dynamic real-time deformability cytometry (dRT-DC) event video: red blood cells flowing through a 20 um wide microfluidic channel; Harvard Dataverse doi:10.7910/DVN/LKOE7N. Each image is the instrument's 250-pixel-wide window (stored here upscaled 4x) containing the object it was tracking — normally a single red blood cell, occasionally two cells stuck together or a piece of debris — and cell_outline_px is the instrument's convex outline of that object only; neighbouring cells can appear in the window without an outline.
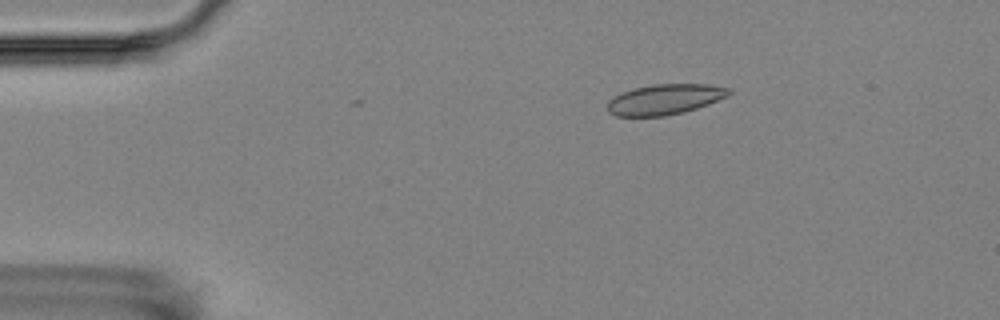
{"species": "Egyptian fruit bat (a non-hibernating species)", "species_latin": "Rousettus aegyptiacus", "temperature_condition": "room temperature", "stored_images_in_passage": 4, "camera_frame_rate_fps": 3000, "um_per_image_px": 0.085, "animal": {"sex": "female"}, "frame": {"image": 1, "passage_image": 2, "time_ms": 2.0, "image_size_px": [1000, 320], "cell_outline_px": [[732, 92], [728, 96], [708, 104], [684, 112], [664, 116], [616, 116], [608, 112], [608, 100], [612, 96], [620, 92], [632, 88], [652, 84], [708, 84], [728, 88]], "centroid_in_image_um": [56.47, 8.44], "position_along_channel_um": 28.5, "area_um2": 21.68}}